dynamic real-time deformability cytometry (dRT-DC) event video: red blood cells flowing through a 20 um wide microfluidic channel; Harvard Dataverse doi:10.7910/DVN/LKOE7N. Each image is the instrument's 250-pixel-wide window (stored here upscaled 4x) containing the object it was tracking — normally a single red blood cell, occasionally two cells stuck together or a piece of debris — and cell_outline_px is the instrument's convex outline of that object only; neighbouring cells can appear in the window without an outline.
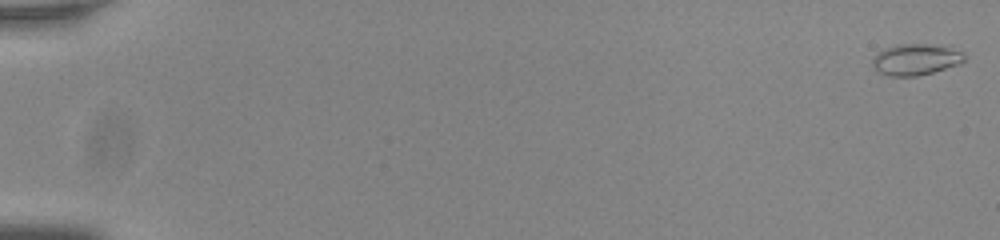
{"species": "common noctule bat (a hibernating species)", "species_latin": "Nyctalus noctula", "temperature_condition": "room temperature", "stored_images_in_passage": 56, "camera_frame_rate_fps": 3000, "um_per_image_px": 0.085, "animal": {"sex": "male", "body_mass_g": 20.0, "forearm_length_mm": 53.3}, "frame": {"image": 1, "passage_image": 1, "time_ms": 0.0, "image_size_px": [1000, 240], "cell_outline_px": [[964, 60], [960, 64], [932, 72], [916, 76], [888, 76], [880, 72], [872, 64], [872, 60], [884, 48], [900, 44], [924, 44], [948, 48], [964, 52]], "centroid_in_image_um": [77.84, 5.07], "position_along_channel_um": 7.2, "area_um2": 16.3}}
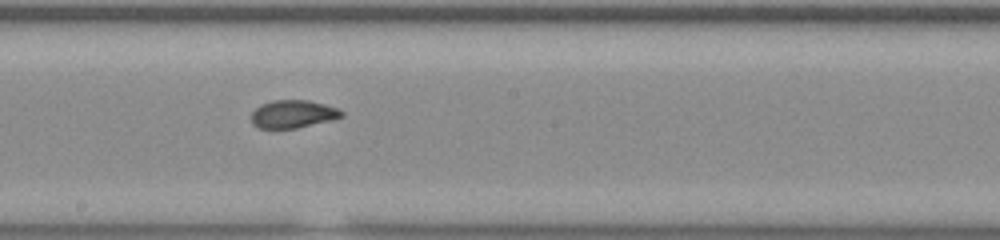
{"frame": {"image": 2, "passage_image": 33, "time_ms": 10.667, "image_size_px": [1000, 240], "cell_outline_px": [[344, 116], [332, 120], [296, 128], [260, 128], [252, 124], [252, 112], [260, 104], [272, 100], [308, 100], [340, 108], [344, 112]], "centroid_in_image_um": [24.93, 9.68], "position_along_channel_um": 223.3, "area_um2": 14.74}}
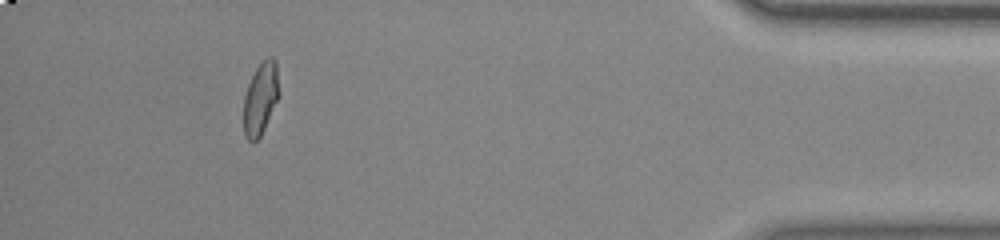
{"frame": {"image": 3, "passage_image": 52, "time_ms": 17.0, "image_size_px": [1000, 240], "cell_outline_px": [[280, 96], [260, 136], [252, 144], [244, 136], [244, 96], [248, 84], [256, 68], [268, 56], [272, 56], [276, 60]], "centroid_in_image_um": [22.16, 8.37], "position_along_channel_um": 413.0, "area_um2": 15.03}, "authors_computed_cell_mechanics": {"area_um2": 15.2014, "velocity_mm_per_s": 3.8009, "shape_relaxation_time_tau1_ms": 6.5994, "shape_relaxation_time_tau2_ms": 0.9499, "deformation_change_tau1": 0.1916, "deformation_change_tau2": 0.0559}}